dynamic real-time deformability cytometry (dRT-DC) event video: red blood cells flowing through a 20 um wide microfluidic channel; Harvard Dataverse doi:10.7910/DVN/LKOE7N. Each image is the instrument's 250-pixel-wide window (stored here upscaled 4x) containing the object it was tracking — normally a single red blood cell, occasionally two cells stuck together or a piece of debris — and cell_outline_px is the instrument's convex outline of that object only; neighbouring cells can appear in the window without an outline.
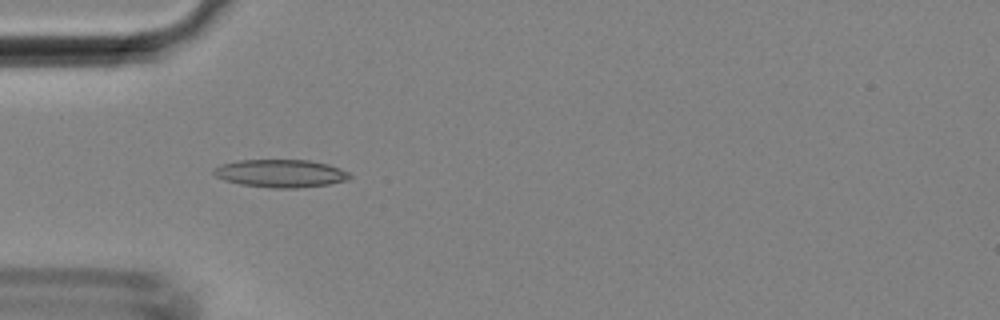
{"species": "Egyptian fruit bat (a non-hibernating species)", "species_latin": "Rousettus aegyptiacus", "temperature_condition": "room temperature", "stored_images_in_passage": 36, "camera_frame_rate_fps": 3000, "um_per_image_px": 0.085, "animal": {"sex": "female"}, "frame": {"image": 1, "passage_image": 10, "time_ms": 3.0, "image_size_px": [1000, 320], "cell_outline_px": [[352, 176], [348, 180], [328, 184], [296, 188], [272, 188], [240, 184], [224, 180], [216, 176], [212, 172], [212, 168], [220, 164], [240, 160], [308, 160], [328, 164], [340, 168], [348, 172]], "centroid_in_image_um": [23.83, 14.73], "position_along_channel_um": 61.2, "area_um2": 22.14}}
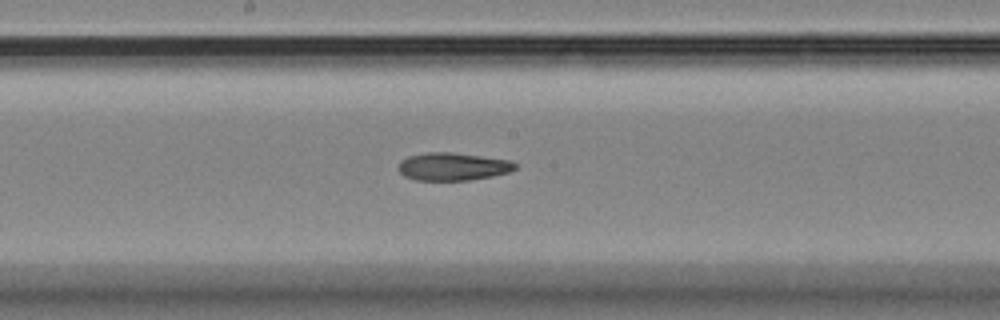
{"frame": {"image": 2, "passage_image": 20, "time_ms": 6.333, "image_size_px": [1000, 320], "cell_outline_px": [[516, 168], [508, 172], [492, 176], [468, 180], [416, 180], [404, 176], [396, 168], [400, 160], [408, 156], [424, 152], [452, 152], [512, 160], [516, 164]], "centroid_in_image_um": [38.45, 14.15], "position_along_channel_um": 209.8, "area_um2": 19.07}}
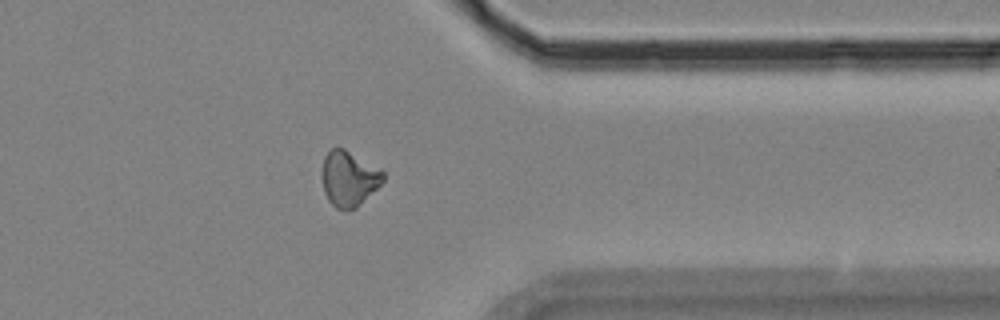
{"frame": {"image": 3, "passage_image": 32, "time_ms": 10.333, "image_size_px": [1000, 320], "cell_outline_px": [[384, 180], [356, 208], [336, 208], [328, 200], [324, 192], [320, 176], [320, 172], [324, 156], [332, 148], [344, 148], [384, 172]], "centroid_in_image_um": [29.6, 15.16], "position_along_channel_um": 381.8, "area_um2": 19.48}}